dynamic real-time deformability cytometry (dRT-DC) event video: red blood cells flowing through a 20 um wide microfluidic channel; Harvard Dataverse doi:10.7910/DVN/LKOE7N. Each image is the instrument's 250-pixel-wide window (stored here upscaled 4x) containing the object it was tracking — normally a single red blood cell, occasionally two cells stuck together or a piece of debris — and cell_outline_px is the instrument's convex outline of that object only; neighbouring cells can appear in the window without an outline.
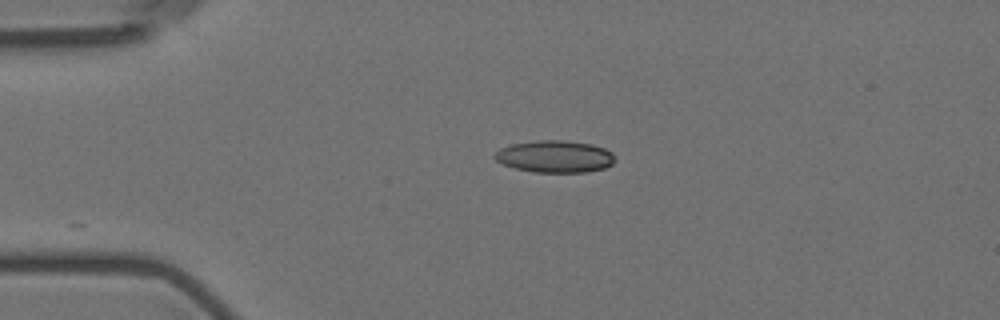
{"species": "Egyptian fruit bat (a non-hibernating species)", "species_latin": "Rousettus aegyptiacus", "temperature_condition": "room temperature", "stored_images_in_passage": 2, "camera_frame_rate_fps": 3000, "um_per_image_px": 0.085, "animal": {"sex": "female"}, "frame": {"image": 1, "passage_image": 1, "time_ms": 0.0, "image_size_px": [1000, 320], "cell_outline_px": [[612, 164], [604, 168], [588, 172], [532, 172], [516, 168], [504, 164], [496, 160], [492, 156], [500, 148], [512, 144], [536, 140], [560, 140], [592, 144], [604, 148], [612, 152]], "centroid_in_image_um": [47.14, 13.3], "position_along_channel_um": 37.9, "area_um2": 22.31}}